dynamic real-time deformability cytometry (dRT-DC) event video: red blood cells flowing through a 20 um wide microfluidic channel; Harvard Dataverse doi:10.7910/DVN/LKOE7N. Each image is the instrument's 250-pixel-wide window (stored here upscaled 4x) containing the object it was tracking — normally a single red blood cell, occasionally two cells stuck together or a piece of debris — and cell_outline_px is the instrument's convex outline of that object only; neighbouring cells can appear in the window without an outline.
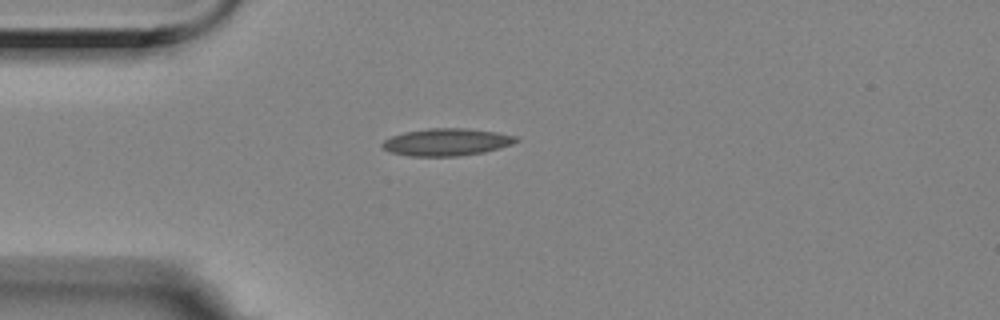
{"species": "Egyptian fruit bat (a non-hibernating species)", "species_latin": "Rousettus aegyptiacus", "temperature_condition": "room temperature", "stored_images_in_passage": 43, "camera_frame_rate_fps": 3000, "um_per_image_px": 0.085, "animal": {"sex": "female"}, "frame": {"image": 1, "passage_image": 1, "time_ms": 0.0, "image_size_px": [1000, 320], "cell_outline_px": [[520, 140], [512, 144], [500, 148], [484, 152], [456, 156], [412, 156], [392, 152], [384, 148], [380, 144], [384, 140], [392, 136], [404, 132], [428, 128], [464, 128], [496, 132], [516, 136]], "centroid_in_image_um": [37.98, 12.07], "position_along_channel_um": 47.0, "area_um2": 21.15}}
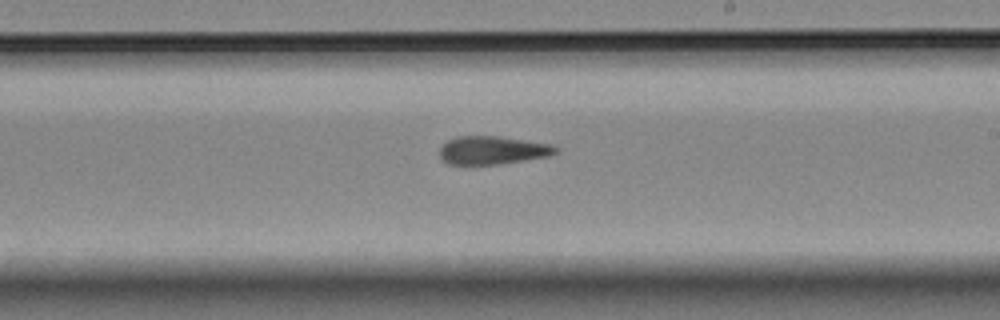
{"frame": {"image": 2, "passage_image": 19, "time_ms": 6.0, "image_size_px": [1000, 320], "cell_outline_px": [[560, 148], [556, 152], [548, 156], [500, 164], [448, 164], [440, 156], [440, 148], [448, 140], [456, 136], [500, 136], [552, 144]], "centroid_in_image_um": [41.89, 12.76], "position_along_channel_um": 247.1, "area_um2": 19.02}}
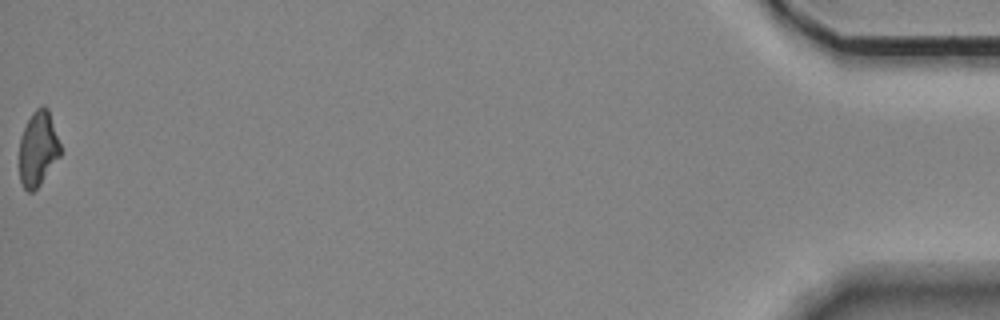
{"frame": {"image": 3, "passage_image": 43, "time_ms": 14.0, "image_size_px": [1000, 320], "cell_outline_px": [[60, 156], [40, 184], [32, 192], [28, 192], [24, 188], [20, 180], [20, 136], [32, 112], [36, 108], [44, 104], [48, 108], [60, 144]], "centroid_in_image_um": [3.23, 12.62], "position_along_channel_um": 432.0, "area_um2": 17.74}, "authors_computed_cell_mechanics": {"area_um2": 19.4208, "velocity_mm_per_s": 3.541, "shape_relaxation_time_tau1_ms": null, "shape_relaxation_time_tau2_ms": 4.3114, "deformation_change_tau1": null, "deformation_change_tau2": 0.126}}